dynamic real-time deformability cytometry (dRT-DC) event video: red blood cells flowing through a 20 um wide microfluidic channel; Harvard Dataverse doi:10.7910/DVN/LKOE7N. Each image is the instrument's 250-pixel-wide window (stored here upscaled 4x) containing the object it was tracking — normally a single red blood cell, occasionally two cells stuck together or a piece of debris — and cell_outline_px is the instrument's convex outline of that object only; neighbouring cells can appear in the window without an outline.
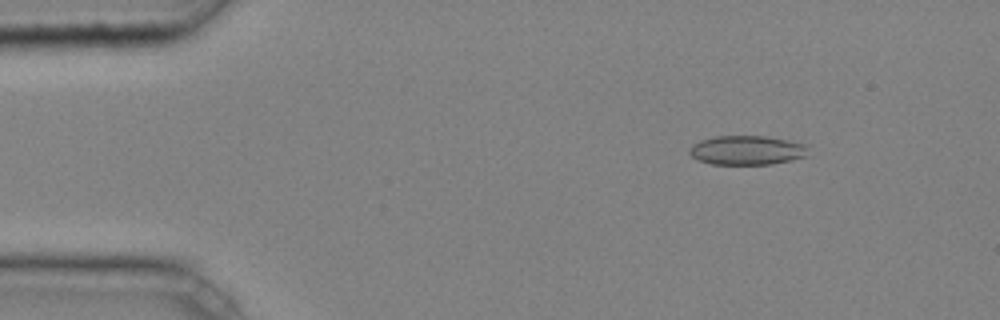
{"species": "common noctule bat (a hibernating species)", "species_latin": "Nyctalus noctula", "temperature_condition": "cold", "stored_images_in_passage": 4, "camera_frame_rate_fps": 3000, "um_per_image_px": 0.085, "animal": {"sex": "male", "body_mass_g": 20.4}, "frame": {"image": 1, "passage_image": 2, "time_ms": 0.333, "image_size_px": [1000, 320], "cell_outline_px": [[808, 156], [792, 160], [772, 164], [712, 164], [700, 160], [692, 156], [688, 152], [688, 148], [692, 144], [700, 140], [716, 136], [764, 136], [788, 140], [808, 144]], "centroid_in_image_um": [63.52, 12.76], "position_along_channel_um": 21.5, "area_um2": 20.4}}
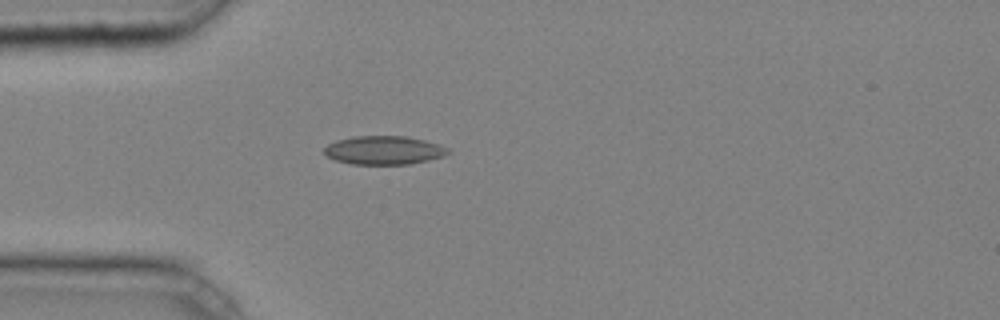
{"frame": {"image": 2, "passage_image": 4, "time_ms": 1.0, "image_size_px": [1000, 320], "cell_outline_px": [[452, 152], [444, 156], [428, 160], [408, 164], [352, 164], [336, 160], [328, 156], [324, 152], [324, 148], [328, 144], [336, 140], [352, 136], [404, 136], [424, 140], [440, 144], [448, 148]], "centroid_in_image_um": [32.65, 12.76], "position_along_channel_um": 52.3, "area_um2": 20.63}}